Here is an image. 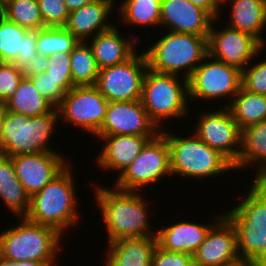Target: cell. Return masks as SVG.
Masks as SVG:
<instances>
[{
	"mask_svg": "<svg viewBox=\"0 0 266 266\" xmlns=\"http://www.w3.org/2000/svg\"><path fill=\"white\" fill-rule=\"evenodd\" d=\"M96 186L95 200L106 226L108 243L124 238L156 236L149 229L147 203L139 191ZM151 232V233H150Z\"/></svg>",
	"mask_w": 266,
	"mask_h": 266,
	"instance_id": "6da1fadb",
	"label": "cell"
},
{
	"mask_svg": "<svg viewBox=\"0 0 266 266\" xmlns=\"http://www.w3.org/2000/svg\"><path fill=\"white\" fill-rule=\"evenodd\" d=\"M70 166L67 165L39 192L30 197V206L25 218L29 221L55 229L63 235L68 226L79 220L76 203V188ZM74 183V184H73Z\"/></svg>",
	"mask_w": 266,
	"mask_h": 266,
	"instance_id": "7a4b0ae2",
	"label": "cell"
},
{
	"mask_svg": "<svg viewBox=\"0 0 266 266\" xmlns=\"http://www.w3.org/2000/svg\"><path fill=\"white\" fill-rule=\"evenodd\" d=\"M20 220L17 227L8 228L0 234V256L10 261H39L53 266L62 248V235L25 217H20Z\"/></svg>",
	"mask_w": 266,
	"mask_h": 266,
	"instance_id": "3957f363",
	"label": "cell"
},
{
	"mask_svg": "<svg viewBox=\"0 0 266 266\" xmlns=\"http://www.w3.org/2000/svg\"><path fill=\"white\" fill-rule=\"evenodd\" d=\"M208 36L168 31L166 35L144 51L148 68L157 73H180L189 79L208 55ZM184 71H183V70Z\"/></svg>",
	"mask_w": 266,
	"mask_h": 266,
	"instance_id": "277c9868",
	"label": "cell"
},
{
	"mask_svg": "<svg viewBox=\"0 0 266 266\" xmlns=\"http://www.w3.org/2000/svg\"><path fill=\"white\" fill-rule=\"evenodd\" d=\"M58 110L40 116H26L7 111L1 131L2 155L55 152L49 149V140L58 123ZM55 127V128H54Z\"/></svg>",
	"mask_w": 266,
	"mask_h": 266,
	"instance_id": "5b68a950",
	"label": "cell"
},
{
	"mask_svg": "<svg viewBox=\"0 0 266 266\" xmlns=\"http://www.w3.org/2000/svg\"><path fill=\"white\" fill-rule=\"evenodd\" d=\"M161 132L168 142L171 175L200 180L235 170L234 165L225 156L209 147L195 134L184 138L163 130Z\"/></svg>",
	"mask_w": 266,
	"mask_h": 266,
	"instance_id": "8992f818",
	"label": "cell"
},
{
	"mask_svg": "<svg viewBox=\"0 0 266 266\" xmlns=\"http://www.w3.org/2000/svg\"><path fill=\"white\" fill-rule=\"evenodd\" d=\"M179 76L149 68L145 74L140 101L159 129L162 120L188 115V79L181 82Z\"/></svg>",
	"mask_w": 266,
	"mask_h": 266,
	"instance_id": "52a82bcc",
	"label": "cell"
},
{
	"mask_svg": "<svg viewBox=\"0 0 266 266\" xmlns=\"http://www.w3.org/2000/svg\"><path fill=\"white\" fill-rule=\"evenodd\" d=\"M167 174L171 175L169 147L166 136L160 132L145 144L136 159L117 176L113 186L124 191H141Z\"/></svg>",
	"mask_w": 266,
	"mask_h": 266,
	"instance_id": "ba28073f",
	"label": "cell"
},
{
	"mask_svg": "<svg viewBox=\"0 0 266 266\" xmlns=\"http://www.w3.org/2000/svg\"><path fill=\"white\" fill-rule=\"evenodd\" d=\"M207 55L188 79L189 99L214 100L234 96L241 89L242 71Z\"/></svg>",
	"mask_w": 266,
	"mask_h": 266,
	"instance_id": "9c48e42d",
	"label": "cell"
},
{
	"mask_svg": "<svg viewBox=\"0 0 266 266\" xmlns=\"http://www.w3.org/2000/svg\"><path fill=\"white\" fill-rule=\"evenodd\" d=\"M148 70L145 53L99 70L96 87L109 102L141 99L143 80Z\"/></svg>",
	"mask_w": 266,
	"mask_h": 266,
	"instance_id": "30bf717a",
	"label": "cell"
},
{
	"mask_svg": "<svg viewBox=\"0 0 266 266\" xmlns=\"http://www.w3.org/2000/svg\"><path fill=\"white\" fill-rule=\"evenodd\" d=\"M108 103L95 85L76 86L65 94L56 108L59 119L95 136L104 121Z\"/></svg>",
	"mask_w": 266,
	"mask_h": 266,
	"instance_id": "8fae6325",
	"label": "cell"
},
{
	"mask_svg": "<svg viewBox=\"0 0 266 266\" xmlns=\"http://www.w3.org/2000/svg\"><path fill=\"white\" fill-rule=\"evenodd\" d=\"M199 118L194 134L235 165L241 153L242 130L229 109L201 113Z\"/></svg>",
	"mask_w": 266,
	"mask_h": 266,
	"instance_id": "7c38bea8",
	"label": "cell"
},
{
	"mask_svg": "<svg viewBox=\"0 0 266 266\" xmlns=\"http://www.w3.org/2000/svg\"><path fill=\"white\" fill-rule=\"evenodd\" d=\"M213 27L207 38L209 59H216L241 71L264 48V45L249 33L226 27L221 31ZM258 52V53H257ZM253 57V58H252Z\"/></svg>",
	"mask_w": 266,
	"mask_h": 266,
	"instance_id": "4fadbf2b",
	"label": "cell"
},
{
	"mask_svg": "<svg viewBox=\"0 0 266 266\" xmlns=\"http://www.w3.org/2000/svg\"><path fill=\"white\" fill-rule=\"evenodd\" d=\"M140 100L109 102L96 135L157 136L160 133Z\"/></svg>",
	"mask_w": 266,
	"mask_h": 266,
	"instance_id": "5bb4252c",
	"label": "cell"
},
{
	"mask_svg": "<svg viewBox=\"0 0 266 266\" xmlns=\"http://www.w3.org/2000/svg\"><path fill=\"white\" fill-rule=\"evenodd\" d=\"M193 254L195 266H224L240 259L237 234L229 219L221 214Z\"/></svg>",
	"mask_w": 266,
	"mask_h": 266,
	"instance_id": "9a60e30c",
	"label": "cell"
},
{
	"mask_svg": "<svg viewBox=\"0 0 266 266\" xmlns=\"http://www.w3.org/2000/svg\"><path fill=\"white\" fill-rule=\"evenodd\" d=\"M16 175L31 197L47 185L68 164L59 152H44L13 156Z\"/></svg>",
	"mask_w": 266,
	"mask_h": 266,
	"instance_id": "2e32d148",
	"label": "cell"
},
{
	"mask_svg": "<svg viewBox=\"0 0 266 266\" xmlns=\"http://www.w3.org/2000/svg\"><path fill=\"white\" fill-rule=\"evenodd\" d=\"M215 20L207 11L189 0H162L161 25L171 32L208 36Z\"/></svg>",
	"mask_w": 266,
	"mask_h": 266,
	"instance_id": "e0dca14e",
	"label": "cell"
},
{
	"mask_svg": "<svg viewBox=\"0 0 266 266\" xmlns=\"http://www.w3.org/2000/svg\"><path fill=\"white\" fill-rule=\"evenodd\" d=\"M37 30H28L0 13V62L16 64L21 70L38 54Z\"/></svg>",
	"mask_w": 266,
	"mask_h": 266,
	"instance_id": "ac0fdd59",
	"label": "cell"
},
{
	"mask_svg": "<svg viewBox=\"0 0 266 266\" xmlns=\"http://www.w3.org/2000/svg\"><path fill=\"white\" fill-rule=\"evenodd\" d=\"M105 141L97 157L102 169L119 171L118 176L136 159L145 144L155 136L137 135H96Z\"/></svg>",
	"mask_w": 266,
	"mask_h": 266,
	"instance_id": "d6986e66",
	"label": "cell"
},
{
	"mask_svg": "<svg viewBox=\"0 0 266 266\" xmlns=\"http://www.w3.org/2000/svg\"><path fill=\"white\" fill-rule=\"evenodd\" d=\"M113 5L114 0H95L90 4L71 11L69 12L65 28L79 41L88 42L90 36L94 37L114 26V24L107 22L112 12L111 10L114 8Z\"/></svg>",
	"mask_w": 266,
	"mask_h": 266,
	"instance_id": "ffe728a7",
	"label": "cell"
},
{
	"mask_svg": "<svg viewBox=\"0 0 266 266\" xmlns=\"http://www.w3.org/2000/svg\"><path fill=\"white\" fill-rule=\"evenodd\" d=\"M215 223L208 225L182 221L156 230L157 246L168 252L193 255Z\"/></svg>",
	"mask_w": 266,
	"mask_h": 266,
	"instance_id": "44dd1931",
	"label": "cell"
},
{
	"mask_svg": "<svg viewBox=\"0 0 266 266\" xmlns=\"http://www.w3.org/2000/svg\"><path fill=\"white\" fill-rule=\"evenodd\" d=\"M107 244L105 266H151L157 248L156 236L124 238Z\"/></svg>",
	"mask_w": 266,
	"mask_h": 266,
	"instance_id": "7402d4cb",
	"label": "cell"
},
{
	"mask_svg": "<svg viewBox=\"0 0 266 266\" xmlns=\"http://www.w3.org/2000/svg\"><path fill=\"white\" fill-rule=\"evenodd\" d=\"M136 38L137 36L134 40L132 39V42L123 38L115 25L111 29L91 37L89 45L99 70L129 60L137 52L136 46L133 44L136 42Z\"/></svg>",
	"mask_w": 266,
	"mask_h": 266,
	"instance_id": "603a6c76",
	"label": "cell"
},
{
	"mask_svg": "<svg viewBox=\"0 0 266 266\" xmlns=\"http://www.w3.org/2000/svg\"><path fill=\"white\" fill-rule=\"evenodd\" d=\"M255 165L258 171L253 180L266 181V119L242 130L241 153L234 169Z\"/></svg>",
	"mask_w": 266,
	"mask_h": 266,
	"instance_id": "cb8c5ba5",
	"label": "cell"
},
{
	"mask_svg": "<svg viewBox=\"0 0 266 266\" xmlns=\"http://www.w3.org/2000/svg\"><path fill=\"white\" fill-rule=\"evenodd\" d=\"M222 0V5H224ZM231 17L228 27L251 34L263 45L262 33L266 28V0H230ZM262 32V33H261Z\"/></svg>",
	"mask_w": 266,
	"mask_h": 266,
	"instance_id": "d4e9b609",
	"label": "cell"
},
{
	"mask_svg": "<svg viewBox=\"0 0 266 266\" xmlns=\"http://www.w3.org/2000/svg\"><path fill=\"white\" fill-rule=\"evenodd\" d=\"M0 197L14 216L25 217L30 196L20 183L11 157L0 154Z\"/></svg>",
	"mask_w": 266,
	"mask_h": 266,
	"instance_id": "484cf974",
	"label": "cell"
},
{
	"mask_svg": "<svg viewBox=\"0 0 266 266\" xmlns=\"http://www.w3.org/2000/svg\"><path fill=\"white\" fill-rule=\"evenodd\" d=\"M245 199L223 213L231 223H252L266 226V181L254 180Z\"/></svg>",
	"mask_w": 266,
	"mask_h": 266,
	"instance_id": "4316f807",
	"label": "cell"
},
{
	"mask_svg": "<svg viewBox=\"0 0 266 266\" xmlns=\"http://www.w3.org/2000/svg\"><path fill=\"white\" fill-rule=\"evenodd\" d=\"M7 111L30 117L52 112L56 107L42 96L29 77H23L14 95L6 102Z\"/></svg>",
	"mask_w": 266,
	"mask_h": 266,
	"instance_id": "83f0119b",
	"label": "cell"
},
{
	"mask_svg": "<svg viewBox=\"0 0 266 266\" xmlns=\"http://www.w3.org/2000/svg\"><path fill=\"white\" fill-rule=\"evenodd\" d=\"M234 97L225 107L241 130L266 119V96L248 92L241 87Z\"/></svg>",
	"mask_w": 266,
	"mask_h": 266,
	"instance_id": "f1b7e54d",
	"label": "cell"
},
{
	"mask_svg": "<svg viewBox=\"0 0 266 266\" xmlns=\"http://www.w3.org/2000/svg\"><path fill=\"white\" fill-rule=\"evenodd\" d=\"M70 68L73 85L94 86L98 80L99 68L88 43L79 41L70 52Z\"/></svg>",
	"mask_w": 266,
	"mask_h": 266,
	"instance_id": "f546056e",
	"label": "cell"
},
{
	"mask_svg": "<svg viewBox=\"0 0 266 266\" xmlns=\"http://www.w3.org/2000/svg\"><path fill=\"white\" fill-rule=\"evenodd\" d=\"M161 2L162 0H125L119 9L121 20L127 25H160Z\"/></svg>",
	"mask_w": 266,
	"mask_h": 266,
	"instance_id": "4dcf8cb0",
	"label": "cell"
},
{
	"mask_svg": "<svg viewBox=\"0 0 266 266\" xmlns=\"http://www.w3.org/2000/svg\"><path fill=\"white\" fill-rule=\"evenodd\" d=\"M0 12L8 20L28 30L43 28V19L37 0H7Z\"/></svg>",
	"mask_w": 266,
	"mask_h": 266,
	"instance_id": "1f68e13d",
	"label": "cell"
},
{
	"mask_svg": "<svg viewBox=\"0 0 266 266\" xmlns=\"http://www.w3.org/2000/svg\"><path fill=\"white\" fill-rule=\"evenodd\" d=\"M79 40L65 27H43L37 30L36 50L50 56L58 52H71Z\"/></svg>",
	"mask_w": 266,
	"mask_h": 266,
	"instance_id": "d6a6232c",
	"label": "cell"
},
{
	"mask_svg": "<svg viewBox=\"0 0 266 266\" xmlns=\"http://www.w3.org/2000/svg\"><path fill=\"white\" fill-rule=\"evenodd\" d=\"M237 234L240 258L255 260L266 248V226L232 223Z\"/></svg>",
	"mask_w": 266,
	"mask_h": 266,
	"instance_id": "836d02e7",
	"label": "cell"
},
{
	"mask_svg": "<svg viewBox=\"0 0 266 266\" xmlns=\"http://www.w3.org/2000/svg\"><path fill=\"white\" fill-rule=\"evenodd\" d=\"M47 74L67 93L73 87L70 68V52H58L48 56Z\"/></svg>",
	"mask_w": 266,
	"mask_h": 266,
	"instance_id": "e575fe53",
	"label": "cell"
},
{
	"mask_svg": "<svg viewBox=\"0 0 266 266\" xmlns=\"http://www.w3.org/2000/svg\"><path fill=\"white\" fill-rule=\"evenodd\" d=\"M43 27H65L69 11L64 0H37Z\"/></svg>",
	"mask_w": 266,
	"mask_h": 266,
	"instance_id": "d590c367",
	"label": "cell"
},
{
	"mask_svg": "<svg viewBox=\"0 0 266 266\" xmlns=\"http://www.w3.org/2000/svg\"><path fill=\"white\" fill-rule=\"evenodd\" d=\"M252 65L250 67L248 64L242 70L241 87L248 92L266 96V59Z\"/></svg>",
	"mask_w": 266,
	"mask_h": 266,
	"instance_id": "8d00e7d4",
	"label": "cell"
},
{
	"mask_svg": "<svg viewBox=\"0 0 266 266\" xmlns=\"http://www.w3.org/2000/svg\"><path fill=\"white\" fill-rule=\"evenodd\" d=\"M23 77L16 64L0 62V102H6L14 95Z\"/></svg>",
	"mask_w": 266,
	"mask_h": 266,
	"instance_id": "74e56055",
	"label": "cell"
},
{
	"mask_svg": "<svg viewBox=\"0 0 266 266\" xmlns=\"http://www.w3.org/2000/svg\"><path fill=\"white\" fill-rule=\"evenodd\" d=\"M29 78L32 80L36 90L55 107L61 103L66 92L46 71L36 76H30Z\"/></svg>",
	"mask_w": 266,
	"mask_h": 266,
	"instance_id": "f35d334b",
	"label": "cell"
},
{
	"mask_svg": "<svg viewBox=\"0 0 266 266\" xmlns=\"http://www.w3.org/2000/svg\"><path fill=\"white\" fill-rule=\"evenodd\" d=\"M151 266H195V264L191 254L168 252L157 246Z\"/></svg>",
	"mask_w": 266,
	"mask_h": 266,
	"instance_id": "ab89813d",
	"label": "cell"
},
{
	"mask_svg": "<svg viewBox=\"0 0 266 266\" xmlns=\"http://www.w3.org/2000/svg\"><path fill=\"white\" fill-rule=\"evenodd\" d=\"M48 67V56L37 54L21 70L24 77L36 76L46 71Z\"/></svg>",
	"mask_w": 266,
	"mask_h": 266,
	"instance_id": "60d3db41",
	"label": "cell"
},
{
	"mask_svg": "<svg viewBox=\"0 0 266 266\" xmlns=\"http://www.w3.org/2000/svg\"><path fill=\"white\" fill-rule=\"evenodd\" d=\"M195 6L207 11L217 21L221 13L222 0H189Z\"/></svg>",
	"mask_w": 266,
	"mask_h": 266,
	"instance_id": "b9f144b4",
	"label": "cell"
},
{
	"mask_svg": "<svg viewBox=\"0 0 266 266\" xmlns=\"http://www.w3.org/2000/svg\"><path fill=\"white\" fill-rule=\"evenodd\" d=\"M0 266H46L39 261H10L0 256Z\"/></svg>",
	"mask_w": 266,
	"mask_h": 266,
	"instance_id": "7bdbcfd3",
	"label": "cell"
},
{
	"mask_svg": "<svg viewBox=\"0 0 266 266\" xmlns=\"http://www.w3.org/2000/svg\"><path fill=\"white\" fill-rule=\"evenodd\" d=\"M94 1L95 0H64L69 12L79 9L84 5L90 4Z\"/></svg>",
	"mask_w": 266,
	"mask_h": 266,
	"instance_id": "ee69618b",
	"label": "cell"
},
{
	"mask_svg": "<svg viewBox=\"0 0 266 266\" xmlns=\"http://www.w3.org/2000/svg\"><path fill=\"white\" fill-rule=\"evenodd\" d=\"M224 266H257L254 260L240 258L234 262L225 264Z\"/></svg>",
	"mask_w": 266,
	"mask_h": 266,
	"instance_id": "f6af8a7d",
	"label": "cell"
},
{
	"mask_svg": "<svg viewBox=\"0 0 266 266\" xmlns=\"http://www.w3.org/2000/svg\"><path fill=\"white\" fill-rule=\"evenodd\" d=\"M6 112H7L6 103L0 102V154L2 153L1 131Z\"/></svg>",
	"mask_w": 266,
	"mask_h": 266,
	"instance_id": "bcb514c9",
	"label": "cell"
},
{
	"mask_svg": "<svg viewBox=\"0 0 266 266\" xmlns=\"http://www.w3.org/2000/svg\"><path fill=\"white\" fill-rule=\"evenodd\" d=\"M257 266H266V248L264 251L254 260Z\"/></svg>",
	"mask_w": 266,
	"mask_h": 266,
	"instance_id": "7dc6e473",
	"label": "cell"
},
{
	"mask_svg": "<svg viewBox=\"0 0 266 266\" xmlns=\"http://www.w3.org/2000/svg\"><path fill=\"white\" fill-rule=\"evenodd\" d=\"M7 0H0V6H2Z\"/></svg>",
	"mask_w": 266,
	"mask_h": 266,
	"instance_id": "c3c4849f",
	"label": "cell"
}]
</instances>
